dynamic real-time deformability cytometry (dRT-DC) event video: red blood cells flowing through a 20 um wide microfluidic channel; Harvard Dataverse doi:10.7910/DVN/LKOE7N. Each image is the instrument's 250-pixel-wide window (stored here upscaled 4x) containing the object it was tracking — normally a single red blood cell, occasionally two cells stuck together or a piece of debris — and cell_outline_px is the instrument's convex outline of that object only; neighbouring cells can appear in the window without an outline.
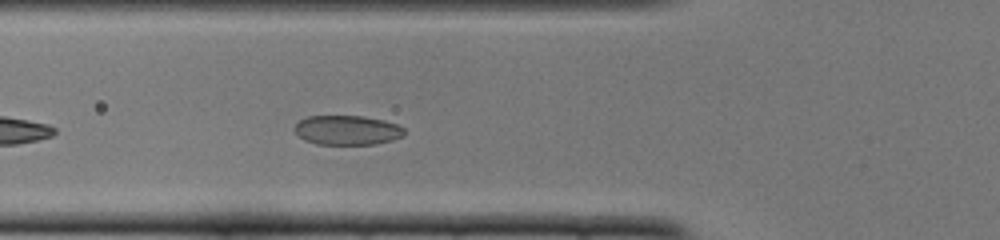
{"species": "common noctule bat (a hibernating species)", "species_latin": "Nyctalus noctula", "temperature_condition": "cold", "stored_images_in_passage": 11, "camera_frame_rate_fps": 3000, "um_per_image_px": 0.085, "animal": {"sex": "female", "body_mass_g": 22.0, "forearm_length_mm": 56.7}, "frame": {"image": 1, "passage_image": 5, "time_ms": 1.333, "image_size_px": [1000, 240], "cell_outline_px": [[404, 136], [392, 140], [376, 144], [316, 144], [304, 140], [292, 128], [300, 120], [308, 116], [364, 116], [384, 120], [396, 124], [404, 128]], "centroid_in_image_um": [29.51, 11.06], "position_along_channel_um": 96.3, "area_um2": 18.9}}